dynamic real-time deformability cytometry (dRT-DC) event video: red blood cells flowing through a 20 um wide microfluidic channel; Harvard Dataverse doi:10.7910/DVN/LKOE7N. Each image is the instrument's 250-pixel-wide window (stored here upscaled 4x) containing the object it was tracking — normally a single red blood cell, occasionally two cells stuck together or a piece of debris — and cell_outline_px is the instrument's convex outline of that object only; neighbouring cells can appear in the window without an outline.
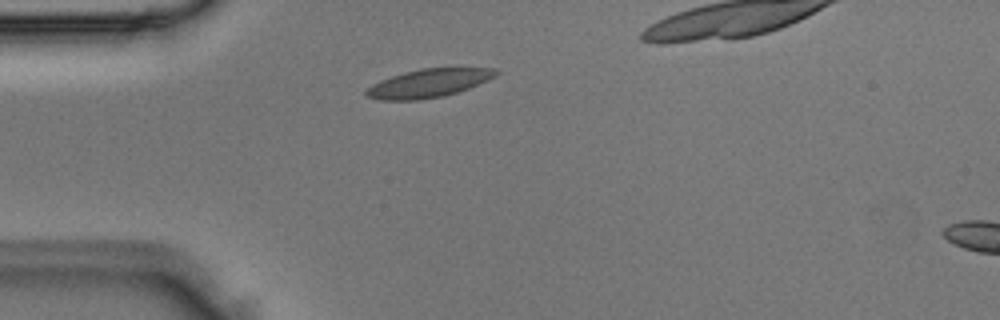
{"species": "Egyptian fruit bat (a non-hibernating species)", "species_latin": "Rousettus aegyptiacus", "temperature_condition": "room temperature", "stored_images_in_passage": 2, "camera_frame_rate_fps": 3000, "um_per_image_px": 0.085, "animal": {"sex": "male"}, "frame": {"image": 1, "passage_image": 1, "time_ms": 0.0, "image_size_px": [1000, 320], "cell_outline_px": [[500, 72], [496, 76], [488, 80], [468, 88], [444, 96], [416, 100], [380, 100], [368, 96], [364, 92], [372, 84], [380, 80], [404, 72], [420, 68], [456, 64], [492, 68]], "centroid_in_image_um": [36.53, 7.0], "position_along_channel_um": 48.5, "area_um2": 22.31}}